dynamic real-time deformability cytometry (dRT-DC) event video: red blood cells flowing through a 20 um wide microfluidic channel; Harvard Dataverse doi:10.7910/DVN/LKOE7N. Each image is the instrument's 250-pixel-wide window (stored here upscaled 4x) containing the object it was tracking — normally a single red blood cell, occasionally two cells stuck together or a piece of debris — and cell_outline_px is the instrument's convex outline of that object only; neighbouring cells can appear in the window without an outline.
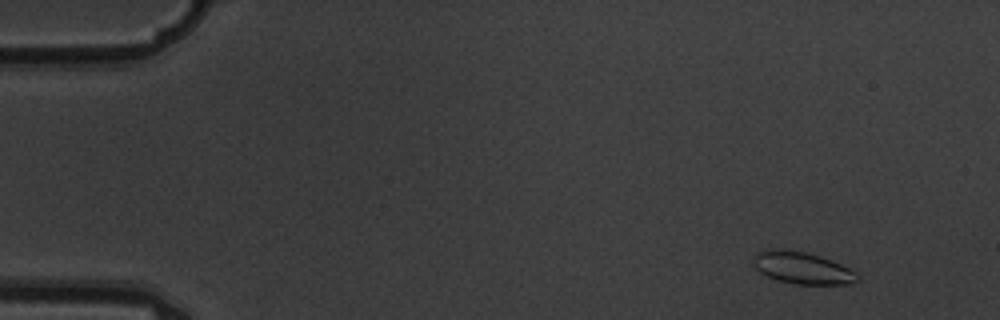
{"species": "common noctule bat (a hibernating species)", "species_latin": "Nyctalus noctula", "temperature_condition": "warm", "stored_images_in_passage": 7, "camera_frame_rate_fps": 3000, "um_per_image_px": 0.085, "animal": {"sex": "male", "body_mass_g": 19.5, "forearm_length_mm": 54.6}, "frame": {"image": 1, "passage_image": 2, "time_ms": 0.333, "image_size_px": [1000, 320], "cell_outline_px": [[860, 280], [852, 284], [796, 284], [776, 280], [760, 272], [752, 264], [752, 260], [756, 252], [768, 248], [776, 248], [804, 252], [820, 256], [840, 264], [856, 272], [860, 276]], "centroid_in_image_um": [68.17, 22.77], "position_along_channel_um": 16.8, "area_um2": 19.54}}
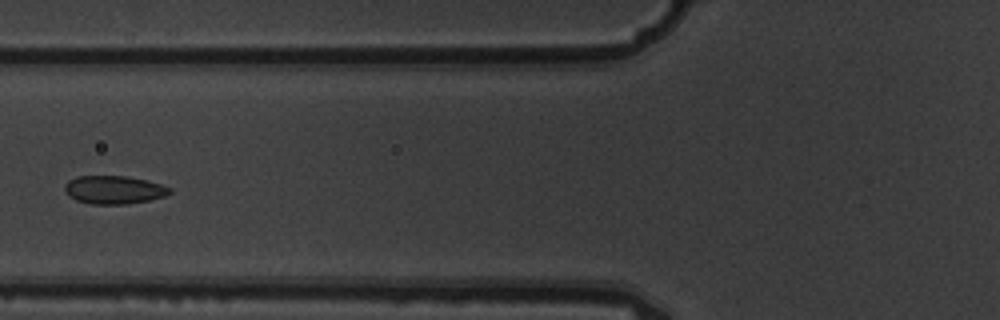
{"frame": {"image": 2, "passage_image": 6, "time_ms": 1.667, "image_size_px": [1000, 320], "cell_outline_px": [[172, 192], [164, 196], [148, 200], [128, 204], [92, 204], [76, 200], [68, 196], [64, 192], [64, 184], [68, 180], [76, 176], [124, 176], [144, 180], [160, 184], [172, 188]], "centroid_in_image_um": [9.63, 16.13], "position_along_channel_um": 116.2, "area_um2": 17.28}}
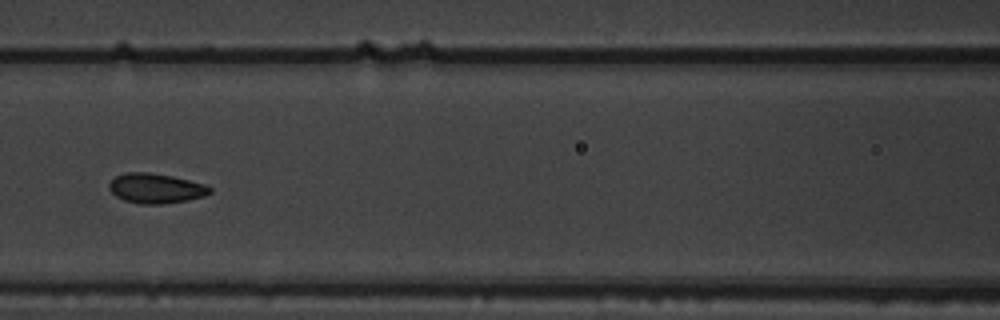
{"frame": {"image": 3, "passage_image": 7, "time_ms": 2.0, "image_size_px": [1000, 320], "cell_outline_px": [[212, 192], [204, 196], [188, 200], [160, 204], [140, 204], [124, 200], [116, 196], [108, 188], [108, 184], [116, 176], [124, 172], [148, 172], [172, 176], [204, 184], [212, 188]], "centroid_in_image_um": [13.23, 16.01], "position_along_channel_um": 153.4, "area_um2": 17.51}}